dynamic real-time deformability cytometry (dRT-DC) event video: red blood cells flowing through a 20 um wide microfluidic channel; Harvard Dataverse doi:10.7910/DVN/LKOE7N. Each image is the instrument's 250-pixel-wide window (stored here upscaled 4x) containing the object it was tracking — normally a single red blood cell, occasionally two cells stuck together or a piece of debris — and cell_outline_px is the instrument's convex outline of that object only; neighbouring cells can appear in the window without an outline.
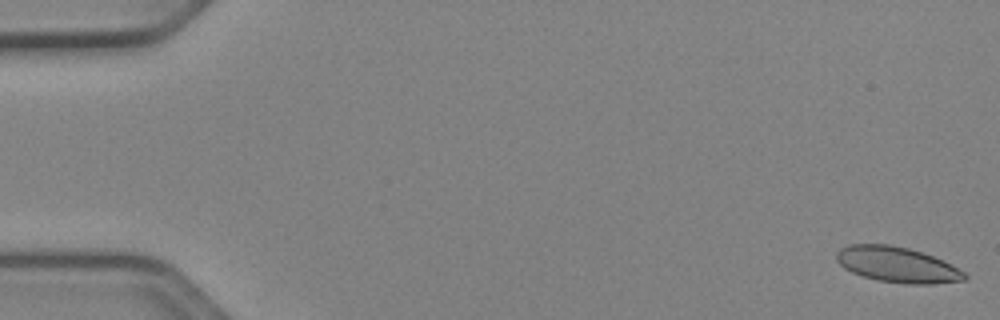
{"species": "Egyptian fruit bat (a non-hibernating species)", "species_latin": "Rousettus aegyptiacus", "temperature_condition": "cold", "stored_images_in_passage": 52, "camera_frame_rate_fps": 3000, "um_per_image_px": 0.085, "animal": {"sex": "female"}, "frame": {"image": 1, "passage_image": 1, "time_ms": 0.0, "image_size_px": [1000, 320], "cell_outline_px": [[968, 276], [964, 280], [932, 284], [908, 284], [876, 280], [852, 272], [844, 268], [836, 260], [836, 252], [840, 248], [848, 244], [892, 244], [908, 248], [932, 256], [964, 272]], "centroid_in_image_um": [76.2, 22.49], "position_along_channel_um": 8.8, "area_um2": 26.3}}
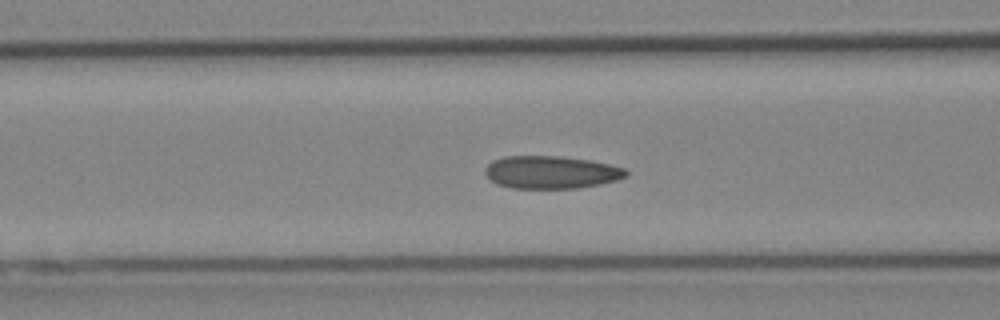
{"frame": {"image": 2, "passage_image": 21, "time_ms": 6.667, "image_size_px": [1000, 320], "cell_outline_px": [[628, 176], [616, 180], [600, 184], [576, 188], [512, 188], [496, 184], [484, 172], [484, 168], [492, 160], [504, 156], [560, 156], [592, 160], [624, 168], [628, 172]], "centroid_in_image_um": [46.83, 14.63], "position_along_channel_um": 119.8, "area_um2": 26.93}}
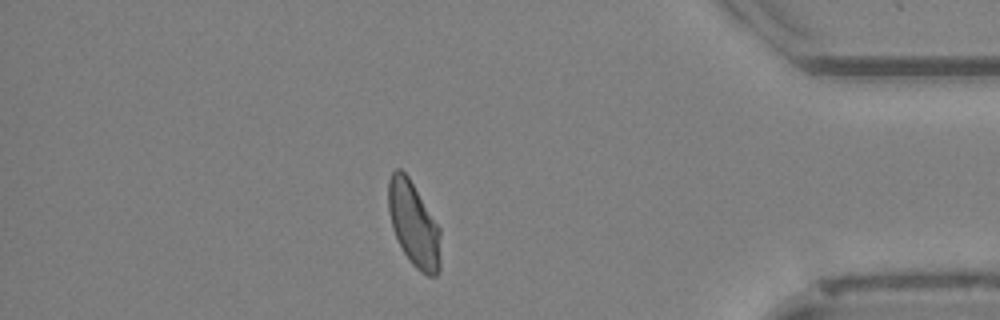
{"frame": {"image": 3, "passage_image": 45, "time_ms": 14.667, "image_size_px": [1000, 320], "cell_outline_px": [[440, 272], [436, 276], [428, 276], [420, 272], [412, 264], [404, 252], [392, 228], [388, 212], [388, 180], [392, 172], [396, 168], [400, 168], [408, 176], [440, 228]], "centroid_in_image_um": [35.17, 19.07], "position_along_channel_um": 400.0, "area_um2": 25.78}, "authors_computed_cell_mechanics": {"area_um2": 26.2701, "velocity_mm_per_s": 3.9353, "shape_relaxation_time_tau1_ms": 6.4551, "shape_relaxation_time_tau2_ms": 1.6811, "deformation_change_tau1": 0.1367, "deformation_change_tau2": 0.0564}}